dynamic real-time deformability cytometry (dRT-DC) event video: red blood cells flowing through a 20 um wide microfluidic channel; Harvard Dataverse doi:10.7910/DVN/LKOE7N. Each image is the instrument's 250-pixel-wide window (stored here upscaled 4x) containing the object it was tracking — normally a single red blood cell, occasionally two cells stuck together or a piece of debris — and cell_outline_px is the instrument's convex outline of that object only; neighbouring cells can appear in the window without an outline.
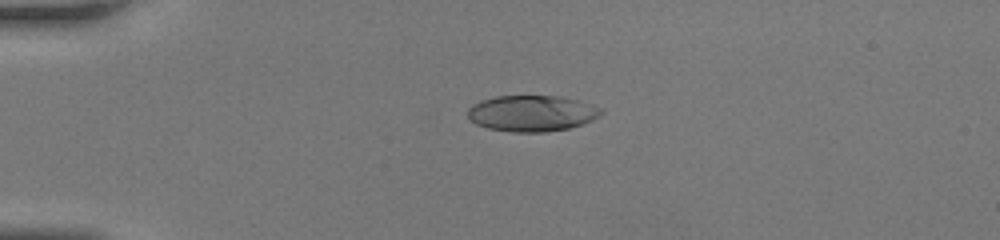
{"species": "human", "species_latin": "Homo sapiens", "temperature_condition": "room temperature", "stored_images_in_passage": 47, "camera_frame_rate_fps": 3000, "um_per_image_px": 0.085, "donor": {"sex": "female"}, "frame": {"image": 1, "passage_image": 13, "time_ms": 4.0, "image_size_px": [1000, 240], "cell_outline_px": [[604, 112], [600, 116], [592, 120], [568, 128], [544, 132], [512, 132], [488, 128], [476, 124], [468, 116], [468, 108], [472, 104], [480, 100], [496, 96], [560, 96], [580, 100], [604, 108]], "centroid_in_image_um": [45.24, 9.62], "position_along_channel_um": 39.8, "area_um2": 28.21}}
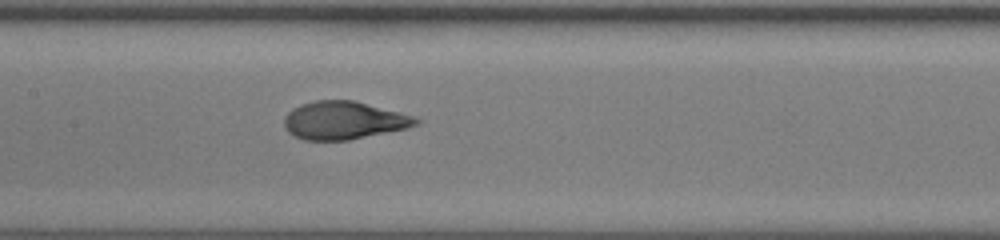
{"frame": {"image": 2, "passage_image": 25, "time_ms": 8.0, "image_size_px": [1000, 240], "cell_outline_px": [[420, 124], [408, 128], [348, 140], [304, 140], [292, 136], [284, 128], [284, 116], [292, 108], [300, 104], [316, 100], [352, 100], [416, 116], [420, 120]], "centroid_in_image_um": [29.21, 10.23], "position_along_channel_um": 178.2, "area_um2": 29.36}}
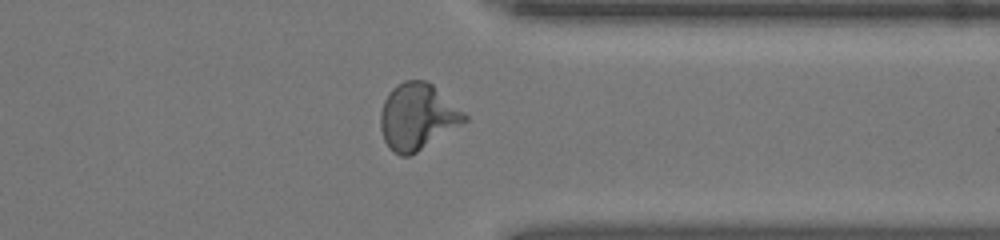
{"frame": {"image": 3, "passage_image": 38, "time_ms": 12.333, "image_size_px": [1000, 240], "cell_outline_px": [[468, 120], [416, 152], [408, 156], [400, 156], [392, 152], [388, 148], [384, 140], [380, 128], [380, 112], [384, 100], [388, 92], [396, 84], [404, 80], [424, 80], [432, 84], [464, 112], [468, 116]], "centroid_in_image_um": [35.44, 9.91], "position_along_channel_um": 376.0, "area_um2": 32.37}}